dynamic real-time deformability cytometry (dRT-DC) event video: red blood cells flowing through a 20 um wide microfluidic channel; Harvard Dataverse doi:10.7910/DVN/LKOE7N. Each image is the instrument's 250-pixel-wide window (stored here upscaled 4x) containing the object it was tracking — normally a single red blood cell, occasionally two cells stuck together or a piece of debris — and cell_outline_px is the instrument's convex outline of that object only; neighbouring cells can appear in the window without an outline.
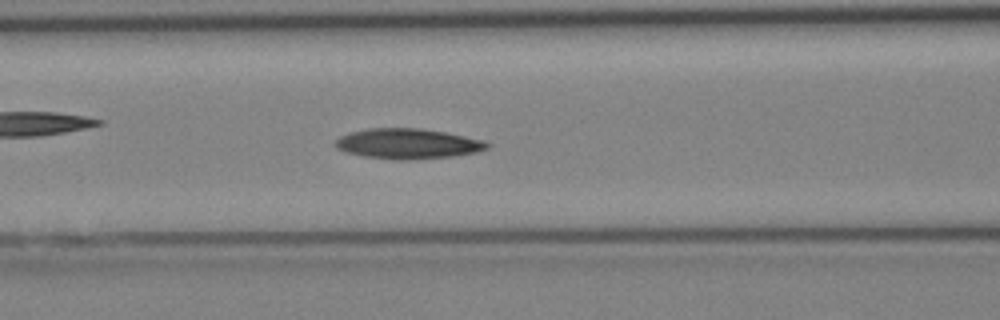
{"species": "Egyptian fruit bat (a non-hibernating species)", "species_latin": "Rousettus aegyptiacus", "temperature_condition": "cold", "stored_images_in_passage": 22, "camera_frame_rate_fps": 3000, "um_per_image_px": 0.085, "animal": {"sex": "female"}, "frame": {"image": 1, "passage_image": 13, "time_ms": 4.0, "image_size_px": [1000, 320], "cell_outline_px": [[492, 144], [488, 148], [476, 152], [452, 156], [408, 160], [396, 160], [364, 156], [348, 152], [336, 148], [336, 140], [340, 136], [352, 132], [368, 128], [420, 128], [444, 132], [484, 140]], "centroid_in_image_um": [34.69, 12.21], "position_along_channel_um": 131.9, "area_um2": 26.59}}
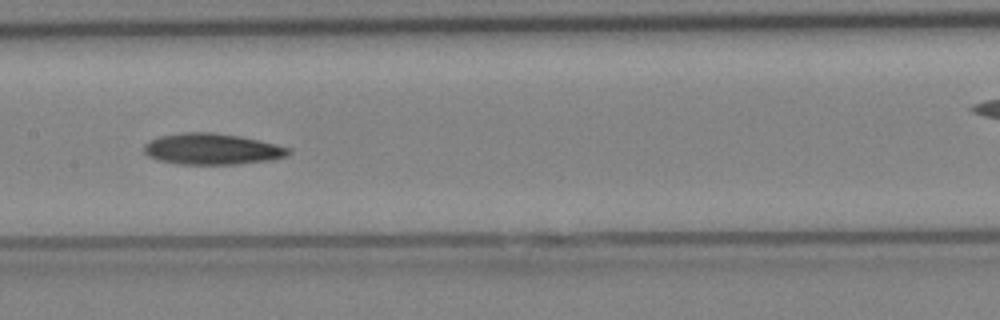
{"frame": {"image": 2, "passage_image": 16, "time_ms": 5.0, "image_size_px": [1000, 320], "cell_outline_px": [[292, 152], [284, 156], [268, 160], [240, 164], [180, 164], [160, 160], [148, 156], [144, 152], [144, 144], [160, 136], [180, 132], [212, 132], [240, 136], [260, 140], [292, 148]], "centroid_in_image_um": [18.04, 12.66], "position_along_channel_um": 189.4, "area_um2": 26.18}}
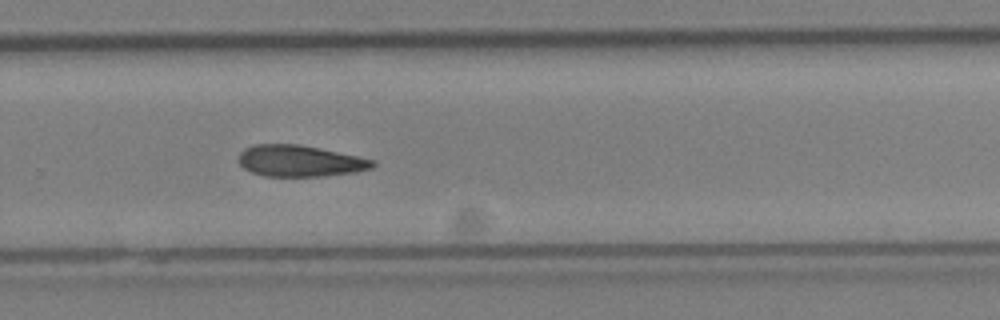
{"frame": {"image": 3, "passage_image": 22, "time_ms": 7.0, "image_size_px": [1000, 320], "cell_outline_px": [[376, 164], [372, 168], [356, 172], [324, 176], [264, 176], [252, 172], [244, 168], [240, 164], [240, 152], [244, 148], [252, 144], [300, 144], [320, 148], [376, 160]], "centroid_in_image_um": [25.51, 13.67], "position_along_channel_um": 304.3, "area_um2": 24.57}}